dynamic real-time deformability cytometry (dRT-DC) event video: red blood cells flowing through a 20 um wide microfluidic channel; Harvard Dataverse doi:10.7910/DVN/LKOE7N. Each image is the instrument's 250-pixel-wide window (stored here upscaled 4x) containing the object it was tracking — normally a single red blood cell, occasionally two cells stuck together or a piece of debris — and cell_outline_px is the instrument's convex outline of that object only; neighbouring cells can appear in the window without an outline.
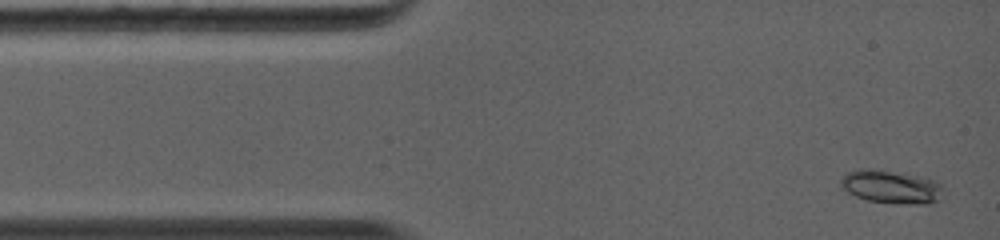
{"species": "common noctule bat (a hibernating species)", "species_latin": "Nyctalus noctula", "temperature_condition": "warm", "stored_images_in_passage": 46, "camera_frame_rate_fps": 5000, "um_per_image_px": 0.085, "animal": {"sex": "female", "body_mass_g": 19.0, "forearm_length_mm": 56.7}, "frame": {"image": 1, "passage_image": 1, "time_ms": 0.0, "image_size_px": [1000, 240], "cell_outline_px": [[940, 200], [928, 204], [892, 204], [868, 200], [856, 196], [848, 192], [840, 184], [840, 180], [848, 172], [888, 172], [916, 176], [932, 180], [940, 184]], "centroid_in_image_um": [75.79, 15.96], "position_along_channel_um": 9.2, "area_um2": 18.67}}
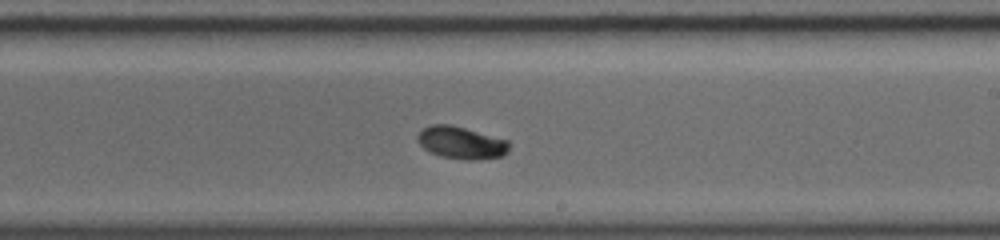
{"frame": {"image": 2, "passage_image": 29, "time_ms": 7.0, "image_size_px": [1000, 240], "cell_outline_px": [[508, 152], [504, 156], [476, 160], [464, 160], [440, 156], [424, 148], [416, 140], [416, 136], [424, 128], [432, 124], [452, 124], [508, 140]], "centroid_in_image_um": [39.21, 12.13], "position_along_channel_um": 249.8, "area_um2": 17.34}}
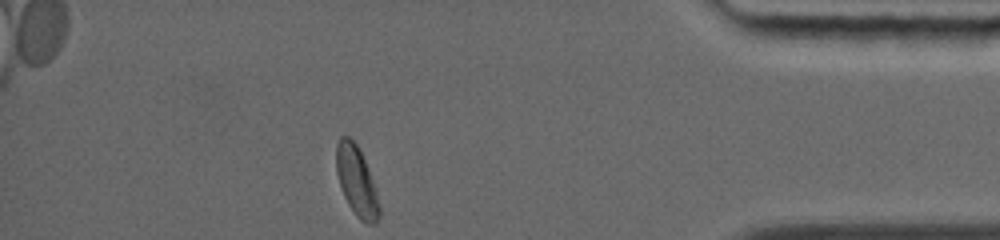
{"frame": {"image": 3, "passage_image": 46, "time_ms": 11.4, "image_size_px": [1000, 240], "cell_outline_px": [[380, 216], [376, 224], [368, 224], [360, 220], [356, 216], [348, 204], [344, 196], [336, 172], [336, 144], [340, 136], [348, 136], [356, 144], [364, 160], [372, 180], [380, 208]], "centroid_in_image_um": [30.29, 15.42], "position_along_channel_um": 404.9, "area_um2": 17.17}, "authors_computed_cell_mechanics": {"area_um2": 17.051, "velocity_mm_per_s": 4.3992, "shape_relaxation_time_tau1_ms": 5.4078, "shape_relaxation_time_tau2_ms": null, "deformation_change_tau1": 0.1616, "deformation_change_tau2": null}}